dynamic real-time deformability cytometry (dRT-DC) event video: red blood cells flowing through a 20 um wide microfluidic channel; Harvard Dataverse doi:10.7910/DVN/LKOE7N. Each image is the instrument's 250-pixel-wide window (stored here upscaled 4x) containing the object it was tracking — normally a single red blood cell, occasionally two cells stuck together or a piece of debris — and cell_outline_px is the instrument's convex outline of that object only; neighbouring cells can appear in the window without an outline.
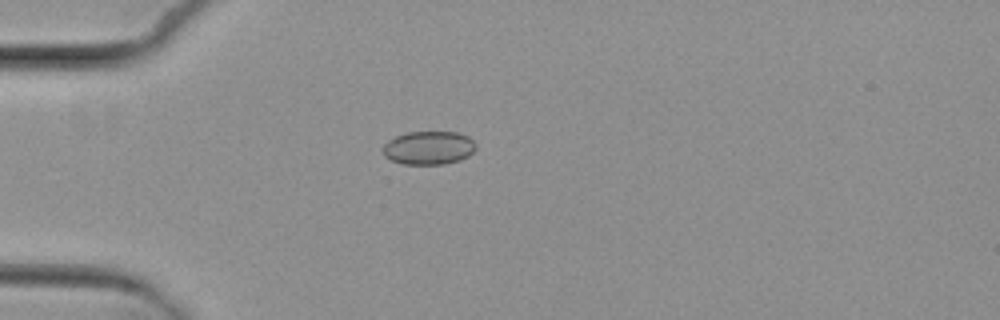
{"species": "common noctule bat (a hibernating species)", "species_latin": "Nyctalus noctula", "temperature_condition": "cold", "stored_images_in_passage": 5, "camera_frame_rate_fps": 3000, "um_per_image_px": 0.085, "animal": {"sex": "female", "body_mass_g": 29.2, "forearm_length_mm": 56.3}, "frame": {"image": 1, "passage_image": 5, "time_ms": 4.667, "image_size_px": [1000, 320], "cell_outline_px": [[476, 148], [468, 156], [460, 160], [444, 164], [404, 164], [392, 160], [384, 156], [384, 144], [388, 140], [396, 136], [408, 132], [456, 132], [468, 136], [476, 144]], "centroid_in_image_um": [36.45, 12.56], "position_along_channel_um": 48.5, "area_um2": 18.03}}